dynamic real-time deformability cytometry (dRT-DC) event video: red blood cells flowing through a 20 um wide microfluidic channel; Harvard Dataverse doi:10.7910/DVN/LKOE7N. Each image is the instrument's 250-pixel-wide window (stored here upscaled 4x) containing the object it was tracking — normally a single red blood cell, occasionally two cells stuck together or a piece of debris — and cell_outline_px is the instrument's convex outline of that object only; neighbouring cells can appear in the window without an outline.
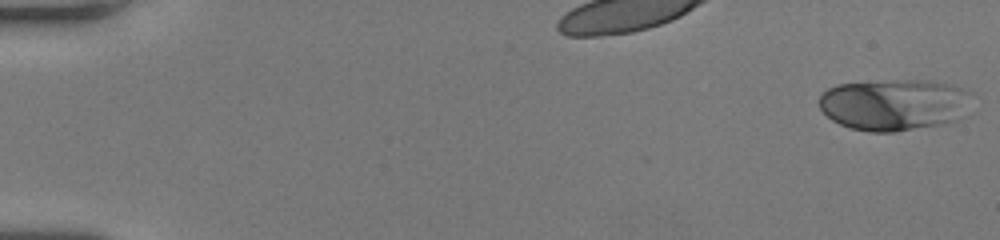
{"species": "human", "species_latin": "Homo sapiens", "temperature_condition": "room temperature", "stored_images_in_passage": 52, "camera_frame_rate_fps": 3000, "um_per_image_px": 0.085, "donor": {"sex": "female"}, "frame": {"image": 1, "passage_image": 1, "time_ms": 0.0, "image_size_px": [1000, 240], "cell_outline_px": [[960, 92], [956, 120], [940, 124], [896, 132], [868, 132], [848, 128], [832, 120], [820, 108], [820, 96], [828, 88], [836, 84], [896, 80], [928, 80], [948, 84], [960, 88]], "centroid_in_image_um": [75.73, 8.91], "position_along_channel_um": 9.3, "area_um2": 43.93}}
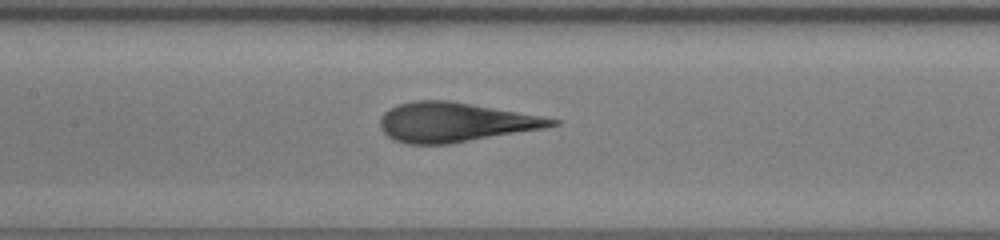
{"frame": {"image": 2, "passage_image": 26, "time_ms": 8.333, "image_size_px": [1000, 240], "cell_outline_px": [[564, 120], [560, 124], [544, 128], [448, 144], [408, 144], [392, 140], [380, 128], [380, 120], [384, 112], [396, 104], [416, 100], [448, 100]], "centroid_in_image_um": [38.65, 10.39], "position_along_channel_um": 168.8, "area_um2": 39.3}}
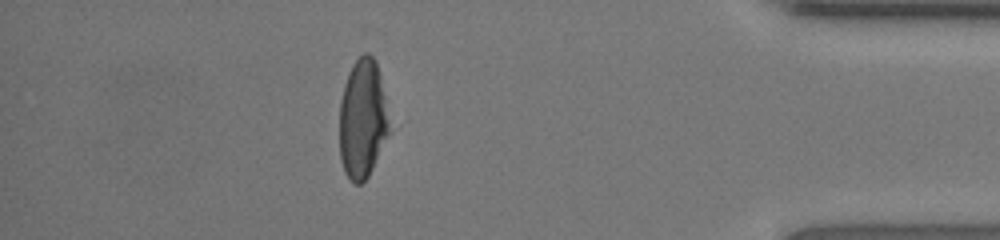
{"frame": {"image": 3, "passage_image": 46, "time_ms": 15.0, "image_size_px": [1000, 240], "cell_outline_px": [[388, 132], [372, 168], [368, 176], [360, 184], [352, 184], [344, 172], [340, 160], [340, 104], [344, 84], [348, 72], [352, 64], [364, 52], [368, 52], [376, 60], [380, 76], [384, 96], [388, 128]], "centroid_in_image_um": [30.77, 10.11], "position_along_channel_um": 404.4, "area_um2": 34.04}, "authors_computed_cell_mechanics": {"area_um2": 39.8242, "velocity_mm_per_s": 4.1035, "shape_relaxation_time_tau1_ms": 4.8986, "shape_relaxation_time_tau2_ms": 0.6871, "deformation_change_tau1": 0.1909, "deformation_change_tau2": 0.0761}}